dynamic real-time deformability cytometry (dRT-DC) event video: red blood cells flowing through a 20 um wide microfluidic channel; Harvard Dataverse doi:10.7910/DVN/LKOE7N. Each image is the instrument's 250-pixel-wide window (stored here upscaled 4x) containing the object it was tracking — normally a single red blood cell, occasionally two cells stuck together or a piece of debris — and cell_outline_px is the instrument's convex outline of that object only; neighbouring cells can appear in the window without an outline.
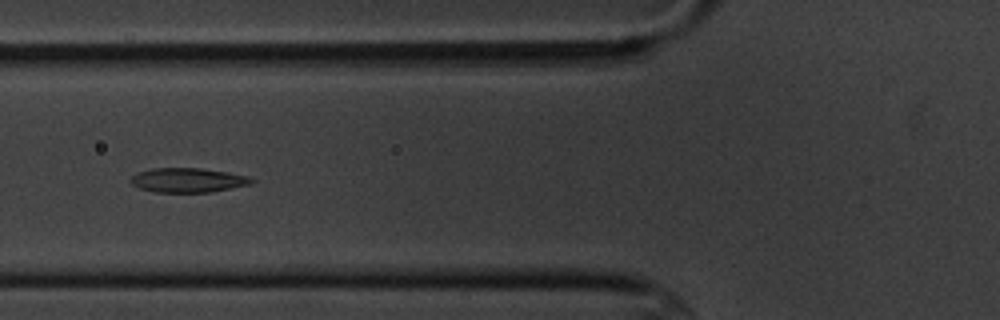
{"species": "common noctule bat (a hibernating species)", "species_latin": "Nyctalus noctula", "temperature_condition": "cold", "stored_images_in_passage": 15, "camera_frame_rate_fps": 3000, "um_per_image_px": 0.085, "animal": {"sex": "male", "body_mass_g": 20.1, "forearm_length_mm": 53.5}, "frame": {"image": 1, "passage_image": 6, "time_ms": 5.667, "image_size_px": [1000, 320], "cell_outline_px": [[256, 180], [252, 184], [208, 192], [156, 192], [140, 188], [132, 184], [128, 180], [136, 172], [152, 168], [200, 168], [228, 172], [248, 176]], "centroid_in_image_um": [15.95, 15.3], "position_along_channel_um": 109.8, "area_um2": 17.22}}
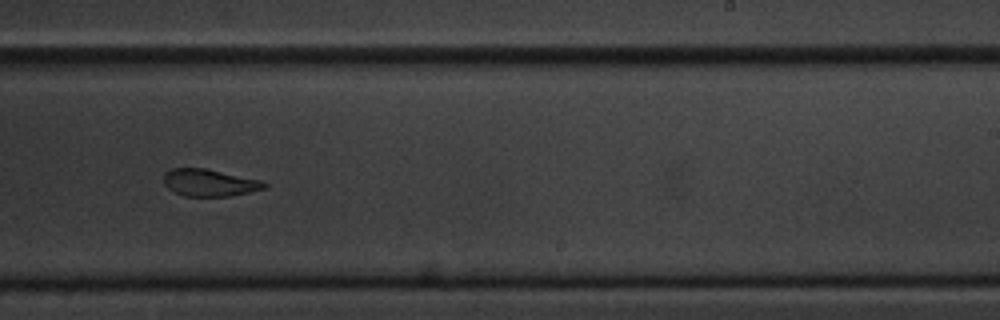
{"frame": {"image": 2, "passage_image": 10, "time_ms": 10.333, "image_size_px": [1000, 320], "cell_outline_px": [[268, 184], [264, 188], [248, 192], [228, 196], [184, 196], [172, 192], [164, 184], [164, 172], [172, 168], [204, 168], [260, 180]], "centroid_in_image_um": [17.74, 15.53], "position_along_channel_um": 271.3, "area_um2": 15.78}}
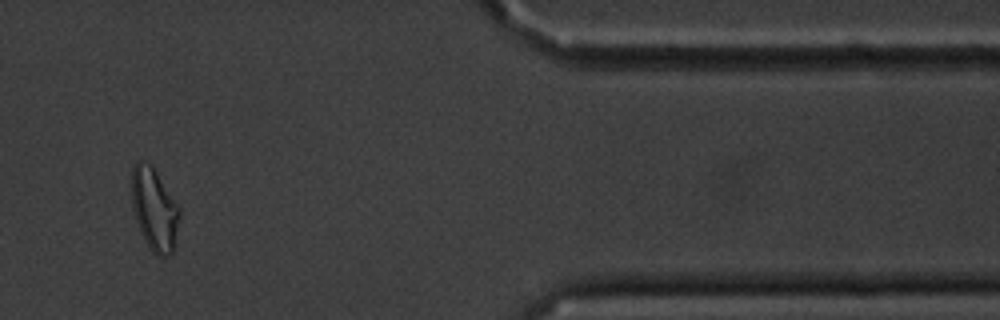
{"frame": {"image": 3, "passage_image": 14, "time_ms": 15.0, "image_size_px": [1000, 320], "cell_outline_px": [[180, 212], [172, 252], [168, 256], [156, 256], [152, 252], [144, 240], [140, 232], [136, 220], [132, 204], [132, 168], [136, 160], [140, 160], [152, 164], [180, 208]], "centroid_in_image_um": [13.1, 17.76], "position_along_channel_um": 398.3, "area_um2": 22.95}, "authors_computed_cell_mechanics": {"area_um2": 17.2244, "velocity_mm_per_s": 3.4676, "shape_relaxation_time_tau1_ms": 7.8162, "shape_relaxation_time_tau2_ms": 3.3125, "deformation_change_tau1": 0.1845, "deformation_change_tau2": 0.1102}}